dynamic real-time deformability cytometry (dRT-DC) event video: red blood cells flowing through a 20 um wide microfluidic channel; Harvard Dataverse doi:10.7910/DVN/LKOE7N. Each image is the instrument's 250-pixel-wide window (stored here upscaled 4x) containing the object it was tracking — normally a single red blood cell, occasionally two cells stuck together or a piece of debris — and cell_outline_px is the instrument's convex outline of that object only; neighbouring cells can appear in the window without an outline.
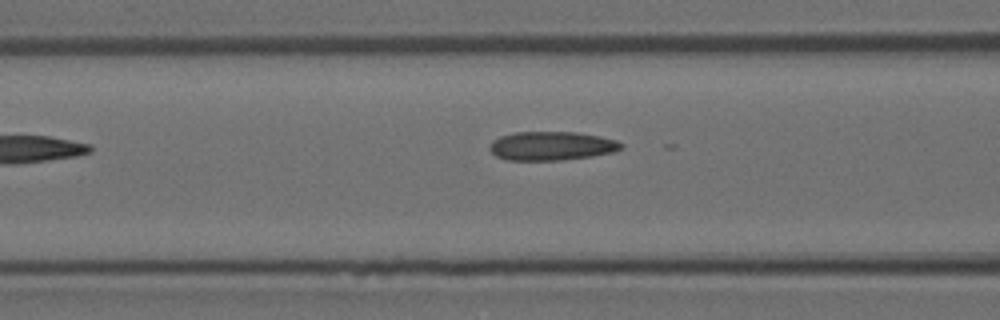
{"species": "Egyptian fruit bat (a non-hibernating species)", "species_latin": "Rousettus aegyptiacus", "temperature_condition": "room temperature", "stored_images_in_passage": 6, "camera_frame_rate_fps": 3000, "um_per_image_px": 0.085, "animal": {"sex": "female"}, "frame": {"image": 1, "passage_image": 5, "time_ms": 1.333, "image_size_px": [1000, 320], "cell_outline_px": [[624, 148], [612, 152], [592, 156], [560, 160], [508, 160], [496, 156], [488, 148], [492, 140], [500, 136], [516, 132], [576, 132], [600, 136], [616, 140], [624, 144]], "centroid_in_image_um": [46.88, 12.4], "position_along_channel_um": 119.7, "area_um2": 22.14}}
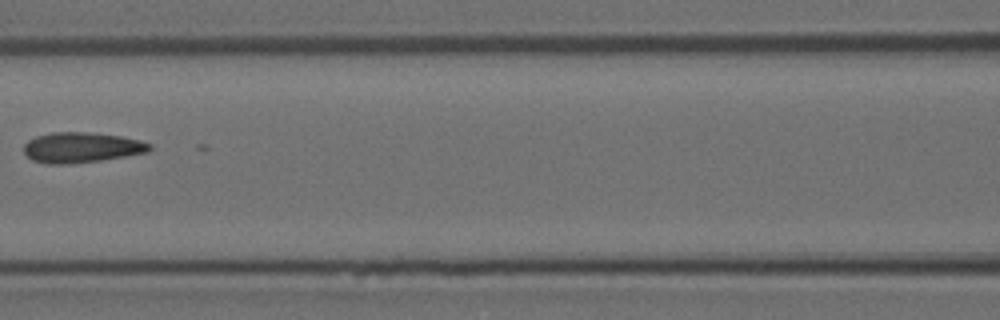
{"frame": {"image": 2, "passage_image": 6, "time_ms": 1.667, "image_size_px": [1000, 320], "cell_outline_px": [[152, 148], [148, 152], [100, 160], [64, 164], [48, 164], [32, 160], [24, 152], [24, 144], [28, 140], [36, 136], [52, 132], [88, 132], [120, 136], [140, 140], [152, 144]], "centroid_in_image_um": [6.92, 12.53], "position_along_channel_um": 159.7, "area_um2": 22.14}}